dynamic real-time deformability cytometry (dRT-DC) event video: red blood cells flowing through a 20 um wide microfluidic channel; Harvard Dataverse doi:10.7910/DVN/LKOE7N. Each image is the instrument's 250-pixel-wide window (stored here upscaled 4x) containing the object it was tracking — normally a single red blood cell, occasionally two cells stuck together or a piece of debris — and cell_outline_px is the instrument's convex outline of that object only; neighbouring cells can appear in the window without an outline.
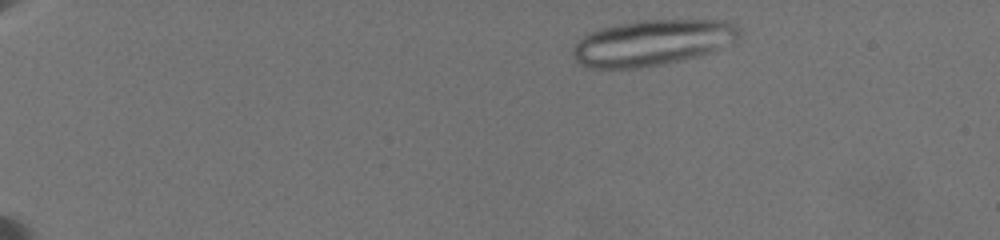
{"species": "common noctule bat (a hibernating species)", "species_latin": "Nyctalus noctula", "temperature_condition": "warm", "stored_images_in_passage": 20, "camera_frame_rate_fps": 3000, "um_per_image_px": 0.085, "animal": {"sex": "female", "body_mass_g": 19.5, "forearm_length_mm": 54.1}, "frame": {"image": 1, "passage_image": 3, "time_ms": 1.0, "image_size_px": [1000, 240], "cell_outline_px": [[744, 32], [740, 40], [736, 44], [712, 52], [680, 60], [660, 64], [636, 68], [588, 68], [580, 64], [572, 56], [572, 48], [584, 36], [600, 28], [640, 20], [724, 20], [736, 24]], "centroid_in_image_um": [55.56, 3.62], "position_along_channel_um": 29.4, "area_um2": 44.85}}